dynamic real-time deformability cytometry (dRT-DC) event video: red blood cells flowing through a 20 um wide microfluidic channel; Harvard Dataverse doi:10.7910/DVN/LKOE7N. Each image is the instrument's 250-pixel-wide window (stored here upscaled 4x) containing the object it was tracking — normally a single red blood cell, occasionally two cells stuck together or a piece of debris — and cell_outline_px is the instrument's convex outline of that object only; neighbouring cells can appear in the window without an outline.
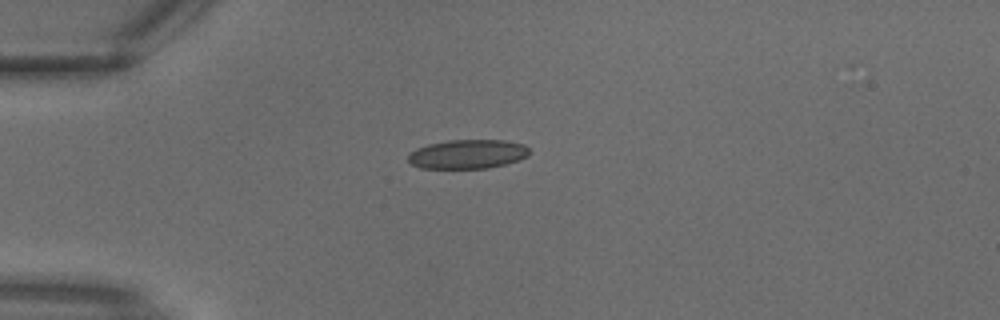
{"species": "common noctule bat (a hibernating species)", "species_latin": "Nyctalus noctula", "temperature_condition": "warm", "stored_images_in_passage": 1, "camera_frame_rate_fps": 3000, "um_per_image_px": 0.085, "animal": {"sex": "male", "body_mass_g": 18.8}, "frame": {"image": 1, "passage_image": 1, "time_ms": 0.0, "image_size_px": [1000, 320], "cell_outline_px": [[528, 156], [520, 160], [488, 168], [420, 168], [412, 164], [408, 160], [408, 156], [416, 148], [428, 144], [448, 140], [504, 140], [524, 144], [528, 148]], "centroid_in_image_um": [39.76, 13.1], "position_along_channel_um": 45.2, "area_um2": 20.52}}